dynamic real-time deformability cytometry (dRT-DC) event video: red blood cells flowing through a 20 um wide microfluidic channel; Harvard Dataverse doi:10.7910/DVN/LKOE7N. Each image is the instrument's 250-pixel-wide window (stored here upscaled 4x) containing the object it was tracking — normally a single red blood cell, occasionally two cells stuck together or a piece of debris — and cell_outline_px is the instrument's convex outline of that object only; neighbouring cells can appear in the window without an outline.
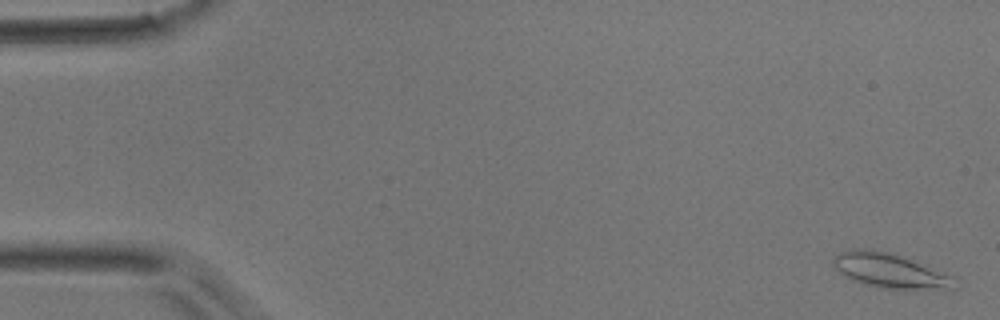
{"species": "common noctule bat (a hibernating species)", "species_latin": "Nyctalus noctula", "temperature_condition": "room temperature", "stored_images_in_passage": 11, "camera_frame_rate_fps": 3000, "um_per_image_px": 0.085, "animal": {"sex": "male", "body_mass_g": 17.9}, "frame": {"image": 1, "passage_image": 1, "time_ms": 0.0, "image_size_px": [1000, 320], "cell_outline_px": [[960, 288], [916, 292], [876, 288], [852, 280], [844, 276], [832, 264], [832, 256], [848, 248], [872, 248], [892, 252], [916, 260], [952, 276]], "centroid_in_image_um": [75.7, 23.04], "position_along_channel_um": 9.3, "area_um2": 26.07}}